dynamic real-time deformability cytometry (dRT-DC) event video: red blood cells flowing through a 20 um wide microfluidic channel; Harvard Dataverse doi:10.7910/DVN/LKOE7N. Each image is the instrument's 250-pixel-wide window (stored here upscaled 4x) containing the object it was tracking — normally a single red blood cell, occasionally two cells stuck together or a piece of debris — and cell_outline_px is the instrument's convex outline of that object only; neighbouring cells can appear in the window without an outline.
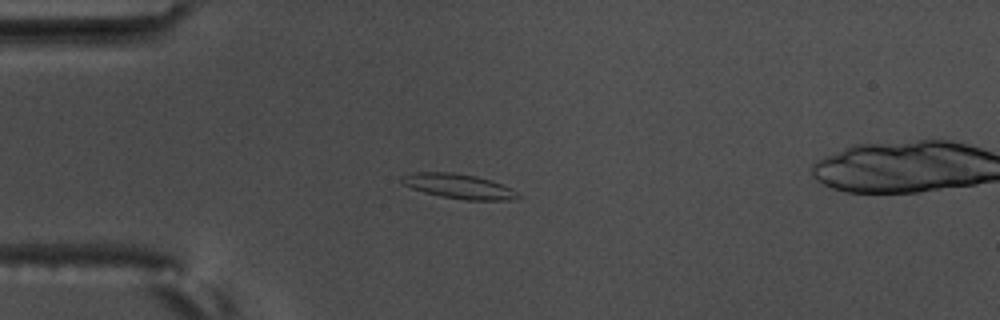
{"species": "common noctule bat (a hibernating species)", "species_latin": "Nyctalus noctula", "temperature_condition": "warm", "stored_images_in_passage": 3, "camera_frame_rate_fps": 3000, "um_per_image_px": 0.085, "animal": {"sex": "male", "body_mass_g": 17.5, "forearm_length_mm": 52.3}, "frame": {"image": 1, "passage_image": 2, "time_ms": 0.333, "image_size_px": [1000, 320], "cell_outline_px": [[524, 196], [516, 200], [464, 200], [440, 196], [424, 192], [400, 184], [400, 176], [412, 172], [452, 172], [476, 176], [492, 180], [512, 188]], "centroid_in_image_um": [39.02, 15.83], "position_along_channel_um": 46.0, "area_um2": 17.17}}